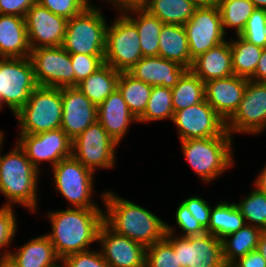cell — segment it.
Instances as JSON below:
<instances>
[{
    "instance_id": "d6a6232c",
    "label": "cell",
    "mask_w": 266,
    "mask_h": 267,
    "mask_svg": "<svg viewBox=\"0 0 266 267\" xmlns=\"http://www.w3.org/2000/svg\"><path fill=\"white\" fill-rule=\"evenodd\" d=\"M236 38L230 41L233 73L249 80L255 73L264 48L248 42L240 35H236Z\"/></svg>"
},
{
    "instance_id": "7402d4cb",
    "label": "cell",
    "mask_w": 266,
    "mask_h": 267,
    "mask_svg": "<svg viewBox=\"0 0 266 267\" xmlns=\"http://www.w3.org/2000/svg\"><path fill=\"white\" fill-rule=\"evenodd\" d=\"M187 70L175 61L160 56L142 57L128 73L134 78L153 86L173 88Z\"/></svg>"
},
{
    "instance_id": "4fadbf2b",
    "label": "cell",
    "mask_w": 266,
    "mask_h": 267,
    "mask_svg": "<svg viewBox=\"0 0 266 267\" xmlns=\"http://www.w3.org/2000/svg\"><path fill=\"white\" fill-rule=\"evenodd\" d=\"M232 133L258 135L266 129V83L248 80L243 98L235 113L226 121Z\"/></svg>"
},
{
    "instance_id": "44dd1931",
    "label": "cell",
    "mask_w": 266,
    "mask_h": 267,
    "mask_svg": "<svg viewBox=\"0 0 266 267\" xmlns=\"http://www.w3.org/2000/svg\"><path fill=\"white\" fill-rule=\"evenodd\" d=\"M97 121L119 145L129 132V125L138 122L118 88L97 106Z\"/></svg>"
},
{
    "instance_id": "4dcf8cb0",
    "label": "cell",
    "mask_w": 266,
    "mask_h": 267,
    "mask_svg": "<svg viewBox=\"0 0 266 267\" xmlns=\"http://www.w3.org/2000/svg\"><path fill=\"white\" fill-rule=\"evenodd\" d=\"M143 8L164 24L184 25L197 6L191 0H147Z\"/></svg>"
},
{
    "instance_id": "ac0fdd59",
    "label": "cell",
    "mask_w": 266,
    "mask_h": 267,
    "mask_svg": "<svg viewBox=\"0 0 266 267\" xmlns=\"http://www.w3.org/2000/svg\"><path fill=\"white\" fill-rule=\"evenodd\" d=\"M98 242L108 267H145L146 247L115 233L105 223L99 229Z\"/></svg>"
},
{
    "instance_id": "f5cc1de1",
    "label": "cell",
    "mask_w": 266,
    "mask_h": 267,
    "mask_svg": "<svg viewBox=\"0 0 266 267\" xmlns=\"http://www.w3.org/2000/svg\"><path fill=\"white\" fill-rule=\"evenodd\" d=\"M197 7H210L218 5L219 0H191Z\"/></svg>"
},
{
    "instance_id": "ffe728a7",
    "label": "cell",
    "mask_w": 266,
    "mask_h": 267,
    "mask_svg": "<svg viewBox=\"0 0 266 267\" xmlns=\"http://www.w3.org/2000/svg\"><path fill=\"white\" fill-rule=\"evenodd\" d=\"M248 79L231 75L205 83V100L226 122L237 110Z\"/></svg>"
},
{
    "instance_id": "f6af8a7d",
    "label": "cell",
    "mask_w": 266,
    "mask_h": 267,
    "mask_svg": "<svg viewBox=\"0 0 266 267\" xmlns=\"http://www.w3.org/2000/svg\"><path fill=\"white\" fill-rule=\"evenodd\" d=\"M182 203L188 208L190 213L202 227L206 230L210 222V212L211 205H208V202L200 196H191L183 200Z\"/></svg>"
},
{
    "instance_id": "277c9868",
    "label": "cell",
    "mask_w": 266,
    "mask_h": 267,
    "mask_svg": "<svg viewBox=\"0 0 266 267\" xmlns=\"http://www.w3.org/2000/svg\"><path fill=\"white\" fill-rule=\"evenodd\" d=\"M233 137L220 135L179 141L186 161L201 180H216L233 164Z\"/></svg>"
},
{
    "instance_id": "8d00e7d4",
    "label": "cell",
    "mask_w": 266,
    "mask_h": 267,
    "mask_svg": "<svg viewBox=\"0 0 266 267\" xmlns=\"http://www.w3.org/2000/svg\"><path fill=\"white\" fill-rule=\"evenodd\" d=\"M247 225L265 230L266 194L256 187L240 202L235 203Z\"/></svg>"
},
{
    "instance_id": "d4e9b609",
    "label": "cell",
    "mask_w": 266,
    "mask_h": 267,
    "mask_svg": "<svg viewBox=\"0 0 266 267\" xmlns=\"http://www.w3.org/2000/svg\"><path fill=\"white\" fill-rule=\"evenodd\" d=\"M7 262L13 267H52L60 262V259L51 241L44 234L32 238L15 252H10Z\"/></svg>"
},
{
    "instance_id": "f35d334b",
    "label": "cell",
    "mask_w": 266,
    "mask_h": 267,
    "mask_svg": "<svg viewBox=\"0 0 266 267\" xmlns=\"http://www.w3.org/2000/svg\"><path fill=\"white\" fill-rule=\"evenodd\" d=\"M239 35L256 46L266 48V9L256 8Z\"/></svg>"
},
{
    "instance_id": "74e56055",
    "label": "cell",
    "mask_w": 266,
    "mask_h": 267,
    "mask_svg": "<svg viewBox=\"0 0 266 267\" xmlns=\"http://www.w3.org/2000/svg\"><path fill=\"white\" fill-rule=\"evenodd\" d=\"M145 267H182L178 253L172 244L163 238L151 246L146 247Z\"/></svg>"
},
{
    "instance_id": "f546056e",
    "label": "cell",
    "mask_w": 266,
    "mask_h": 267,
    "mask_svg": "<svg viewBox=\"0 0 266 267\" xmlns=\"http://www.w3.org/2000/svg\"><path fill=\"white\" fill-rule=\"evenodd\" d=\"M245 224L244 217L235 202L230 203L225 199L212 207L206 232L222 239L238 231Z\"/></svg>"
},
{
    "instance_id": "484cf974",
    "label": "cell",
    "mask_w": 266,
    "mask_h": 267,
    "mask_svg": "<svg viewBox=\"0 0 266 267\" xmlns=\"http://www.w3.org/2000/svg\"><path fill=\"white\" fill-rule=\"evenodd\" d=\"M123 13L136 25L143 57L159 56V35L164 23L143 7L128 9Z\"/></svg>"
},
{
    "instance_id": "603a6c76",
    "label": "cell",
    "mask_w": 266,
    "mask_h": 267,
    "mask_svg": "<svg viewBox=\"0 0 266 267\" xmlns=\"http://www.w3.org/2000/svg\"><path fill=\"white\" fill-rule=\"evenodd\" d=\"M190 70L204 83L234 75L230 42L211 48L193 59Z\"/></svg>"
},
{
    "instance_id": "52a82bcc",
    "label": "cell",
    "mask_w": 266,
    "mask_h": 267,
    "mask_svg": "<svg viewBox=\"0 0 266 267\" xmlns=\"http://www.w3.org/2000/svg\"><path fill=\"white\" fill-rule=\"evenodd\" d=\"M54 189L70 203L73 208H100L95 203L94 172L85 167L73 156L60 160L52 167Z\"/></svg>"
},
{
    "instance_id": "681fc988",
    "label": "cell",
    "mask_w": 266,
    "mask_h": 267,
    "mask_svg": "<svg viewBox=\"0 0 266 267\" xmlns=\"http://www.w3.org/2000/svg\"><path fill=\"white\" fill-rule=\"evenodd\" d=\"M249 80L266 83V48L263 49L255 73Z\"/></svg>"
},
{
    "instance_id": "7bdbcfd3",
    "label": "cell",
    "mask_w": 266,
    "mask_h": 267,
    "mask_svg": "<svg viewBox=\"0 0 266 267\" xmlns=\"http://www.w3.org/2000/svg\"><path fill=\"white\" fill-rule=\"evenodd\" d=\"M175 221L180 230L183 231L181 237L202 235L206 230L198 220L192 216L188 208L181 202L175 212Z\"/></svg>"
},
{
    "instance_id": "f907efd6",
    "label": "cell",
    "mask_w": 266,
    "mask_h": 267,
    "mask_svg": "<svg viewBox=\"0 0 266 267\" xmlns=\"http://www.w3.org/2000/svg\"><path fill=\"white\" fill-rule=\"evenodd\" d=\"M254 185H255L254 187H256L260 192H263L266 194V164L262 168L258 177L256 176L254 180Z\"/></svg>"
},
{
    "instance_id": "ba28073f",
    "label": "cell",
    "mask_w": 266,
    "mask_h": 267,
    "mask_svg": "<svg viewBox=\"0 0 266 267\" xmlns=\"http://www.w3.org/2000/svg\"><path fill=\"white\" fill-rule=\"evenodd\" d=\"M118 16L107 26L104 63L128 72L143 57L140 37L136 25L123 12Z\"/></svg>"
},
{
    "instance_id": "ab89813d",
    "label": "cell",
    "mask_w": 266,
    "mask_h": 267,
    "mask_svg": "<svg viewBox=\"0 0 266 267\" xmlns=\"http://www.w3.org/2000/svg\"><path fill=\"white\" fill-rule=\"evenodd\" d=\"M15 214L13 207H0V259L2 261H7L11 251L5 249L7 246L11 245L12 240L15 239L14 237L17 230V220Z\"/></svg>"
},
{
    "instance_id": "9f6ffc18",
    "label": "cell",
    "mask_w": 266,
    "mask_h": 267,
    "mask_svg": "<svg viewBox=\"0 0 266 267\" xmlns=\"http://www.w3.org/2000/svg\"><path fill=\"white\" fill-rule=\"evenodd\" d=\"M4 134H5V133H3V132L0 130V148L3 147V146H2V145H3V142H4L3 139H4V137H5V136H3Z\"/></svg>"
},
{
    "instance_id": "c3c4849f",
    "label": "cell",
    "mask_w": 266,
    "mask_h": 267,
    "mask_svg": "<svg viewBox=\"0 0 266 267\" xmlns=\"http://www.w3.org/2000/svg\"><path fill=\"white\" fill-rule=\"evenodd\" d=\"M116 8L117 11H125L132 8L144 7L147 0H107Z\"/></svg>"
},
{
    "instance_id": "7c38bea8",
    "label": "cell",
    "mask_w": 266,
    "mask_h": 267,
    "mask_svg": "<svg viewBox=\"0 0 266 267\" xmlns=\"http://www.w3.org/2000/svg\"><path fill=\"white\" fill-rule=\"evenodd\" d=\"M29 58L38 86L74 87V70L70 53L62 46L31 49Z\"/></svg>"
},
{
    "instance_id": "bcb514c9",
    "label": "cell",
    "mask_w": 266,
    "mask_h": 267,
    "mask_svg": "<svg viewBox=\"0 0 266 267\" xmlns=\"http://www.w3.org/2000/svg\"><path fill=\"white\" fill-rule=\"evenodd\" d=\"M35 3L36 0H0V14L25 18L27 11Z\"/></svg>"
},
{
    "instance_id": "816d5d0a",
    "label": "cell",
    "mask_w": 266,
    "mask_h": 267,
    "mask_svg": "<svg viewBox=\"0 0 266 267\" xmlns=\"http://www.w3.org/2000/svg\"><path fill=\"white\" fill-rule=\"evenodd\" d=\"M257 250L261 253L263 258L266 260V230H263L260 235L259 243L257 245Z\"/></svg>"
},
{
    "instance_id": "e575fe53",
    "label": "cell",
    "mask_w": 266,
    "mask_h": 267,
    "mask_svg": "<svg viewBox=\"0 0 266 267\" xmlns=\"http://www.w3.org/2000/svg\"><path fill=\"white\" fill-rule=\"evenodd\" d=\"M222 28L227 34V27L234 28L239 35L253 11L256 9L250 0H219Z\"/></svg>"
},
{
    "instance_id": "2e32d148",
    "label": "cell",
    "mask_w": 266,
    "mask_h": 267,
    "mask_svg": "<svg viewBox=\"0 0 266 267\" xmlns=\"http://www.w3.org/2000/svg\"><path fill=\"white\" fill-rule=\"evenodd\" d=\"M18 135L16 142L39 171L42 161L49 162L52 168L60 160L72 156V140L61 128L38 134Z\"/></svg>"
},
{
    "instance_id": "d6986e66",
    "label": "cell",
    "mask_w": 266,
    "mask_h": 267,
    "mask_svg": "<svg viewBox=\"0 0 266 267\" xmlns=\"http://www.w3.org/2000/svg\"><path fill=\"white\" fill-rule=\"evenodd\" d=\"M61 129L74 140L79 134L97 121V106L77 87L61 88Z\"/></svg>"
},
{
    "instance_id": "ee69618b",
    "label": "cell",
    "mask_w": 266,
    "mask_h": 267,
    "mask_svg": "<svg viewBox=\"0 0 266 267\" xmlns=\"http://www.w3.org/2000/svg\"><path fill=\"white\" fill-rule=\"evenodd\" d=\"M65 267H108L99 250H87L68 255L62 259Z\"/></svg>"
},
{
    "instance_id": "6f0895ef",
    "label": "cell",
    "mask_w": 266,
    "mask_h": 267,
    "mask_svg": "<svg viewBox=\"0 0 266 267\" xmlns=\"http://www.w3.org/2000/svg\"><path fill=\"white\" fill-rule=\"evenodd\" d=\"M52 267H65L64 263L62 262V260H60V264H58V262L52 266Z\"/></svg>"
},
{
    "instance_id": "3957f363",
    "label": "cell",
    "mask_w": 266,
    "mask_h": 267,
    "mask_svg": "<svg viewBox=\"0 0 266 267\" xmlns=\"http://www.w3.org/2000/svg\"><path fill=\"white\" fill-rule=\"evenodd\" d=\"M0 190L7 203L2 206H24L34 213L38 206V179L40 171L30 162L24 150L16 142L9 153L1 155Z\"/></svg>"
},
{
    "instance_id": "e0dca14e",
    "label": "cell",
    "mask_w": 266,
    "mask_h": 267,
    "mask_svg": "<svg viewBox=\"0 0 266 267\" xmlns=\"http://www.w3.org/2000/svg\"><path fill=\"white\" fill-rule=\"evenodd\" d=\"M25 23L31 49L62 46L68 19L35 3L26 13Z\"/></svg>"
},
{
    "instance_id": "f1b7e54d",
    "label": "cell",
    "mask_w": 266,
    "mask_h": 267,
    "mask_svg": "<svg viewBox=\"0 0 266 267\" xmlns=\"http://www.w3.org/2000/svg\"><path fill=\"white\" fill-rule=\"evenodd\" d=\"M120 72L104 63L77 85V88L96 106L118 88Z\"/></svg>"
},
{
    "instance_id": "7dc6e473",
    "label": "cell",
    "mask_w": 266,
    "mask_h": 267,
    "mask_svg": "<svg viewBox=\"0 0 266 267\" xmlns=\"http://www.w3.org/2000/svg\"><path fill=\"white\" fill-rule=\"evenodd\" d=\"M232 267H266V260L256 249L235 261Z\"/></svg>"
},
{
    "instance_id": "11a10c76",
    "label": "cell",
    "mask_w": 266,
    "mask_h": 267,
    "mask_svg": "<svg viewBox=\"0 0 266 267\" xmlns=\"http://www.w3.org/2000/svg\"><path fill=\"white\" fill-rule=\"evenodd\" d=\"M0 267H13L10 263H8L7 261H2L0 263Z\"/></svg>"
},
{
    "instance_id": "4316f807",
    "label": "cell",
    "mask_w": 266,
    "mask_h": 267,
    "mask_svg": "<svg viewBox=\"0 0 266 267\" xmlns=\"http://www.w3.org/2000/svg\"><path fill=\"white\" fill-rule=\"evenodd\" d=\"M159 36V56L190 69L193 59L190 57L184 26L163 24Z\"/></svg>"
},
{
    "instance_id": "8992f818",
    "label": "cell",
    "mask_w": 266,
    "mask_h": 267,
    "mask_svg": "<svg viewBox=\"0 0 266 267\" xmlns=\"http://www.w3.org/2000/svg\"><path fill=\"white\" fill-rule=\"evenodd\" d=\"M108 23L96 6L68 19L62 47L70 54L104 56Z\"/></svg>"
},
{
    "instance_id": "30bf717a",
    "label": "cell",
    "mask_w": 266,
    "mask_h": 267,
    "mask_svg": "<svg viewBox=\"0 0 266 267\" xmlns=\"http://www.w3.org/2000/svg\"><path fill=\"white\" fill-rule=\"evenodd\" d=\"M166 223V239L178 253L182 267H227L222 256L221 239L205 233L181 237L174 234L176 229ZM175 235V236H174Z\"/></svg>"
},
{
    "instance_id": "db71d44e",
    "label": "cell",
    "mask_w": 266,
    "mask_h": 267,
    "mask_svg": "<svg viewBox=\"0 0 266 267\" xmlns=\"http://www.w3.org/2000/svg\"><path fill=\"white\" fill-rule=\"evenodd\" d=\"M256 8L266 9V0H250Z\"/></svg>"
},
{
    "instance_id": "9c48e42d",
    "label": "cell",
    "mask_w": 266,
    "mask_h": 267,
    "mask_svg": "<svg viewBox=\"0 0 266 267\" xmlns=\"http://www.w3.org/2000/svg\"><path fill=\"white\" fill-rule=\"evenodd\" d=\"M37 86L29 57L0 58V111L6 104L15 115Z\"/></svg>"
},
{
    "instance_id": "9a60e30c",
    "label": "cell",
    "mask_w": 266,
    "mask_h": 267,
    "mask_svg": "<svg viewBox=\"0 0 266 267\" xmlns=\"http://www.w3.org/2000/svg\"><path fill=\"white\" fill-rule=\"evenodd\" d=\"M172 121L177 127L180 141L230 135L226 122L206 100L174 112Z\"/></svg>"
},
{
    "instance_id": "836d02e7",
    "label": "cell",
    "mask_w": 266,
    "mask_h": 267,
    "mask_svg": "<svg viewBox=\"0 0 266 267\" xmlns=\"http://www.w3.org/2000/svg\"><path fill=\"white\" fill-rule=\"evenodd\" d=\"M118 90L123 95L130 111L138 119L147 107L152 86L134 78L128 72H120Z\"/></svg>"
},
{
    "instance_id": "1f68e13d",
    "label": "cell",
    "mask_w": 266,
    "mask_h": 267,
    "mask_svg": "<svg viewBox=\"0 0 266 267\" xmlns=\"http://www.w3.org/2000/svg\"><path fill=\"white\" fill-rule=\"evenodd\" d=\"M171 91L174 112L205 100V83L190 69L183 73Z\"/></svg>"
},
{
    "instance_id": "8fae6325",
    "label": "cell",
    "mask_w": 266,
    "mask_h": 267,
    "mask_svg": "<svg viewBox=\"0 0 266 267\" xmlns=\"http://www.w3.org/2000/svg\"><path fill=\"white\" fill-rule=\"evenodd\" d=\"M118 146L96 121L72 140V156L95 173L98 168L115 167Z\"/></svg>"
},
{
    "instance_id": "60d3db41",
    "label": "cell",
    "mask_w": 266,
    "mask_h": 267,
    "mask_svg": "<svg viewBox=\"0 0 266 267\" xmlns=\"http://www.w3.org/2000/svg\"><path fill=\"white\" fill-rule=\"evenodd\" d=\"M70 58L74 70V87L104 64V56L70 54Z\"/></svg>"
},
{
    "instance_id": "6da1fadb",
    "label": "cell",
    "mask_w": 266,
    "mask_h": 267,
    "mask_svg": "<svg viewBox=\"0 0 266 267\" xmlns=\"http://www.w3.org/2000/svg\"><path fill=\"white\" fill-rule=\"evenodd\" d=\"M52 231L45 234L51 241L57 257L62 260L68 255L90 250L98 242V233L104 223L101 208H73L50 211L48 214Z\"/></svg>"
},
{
    "instance_id": "cb8c5ba5",
    "label": "cell",
    "mask_w": 266,
    "mask_h": 267,
    "mask_svg": "<svg viewBox=\"0 0 266 267\" xmlns=\"http://www.w3.org/2000/svg\"><path fill=\"white\" fill-rule=\"evenodd\" d=\"M25 18L0 14V58L29 57Z\"/></svg>"
},
{
    "instance_id": "5b68a950",
    "label": "cell",
    "mask_w": 266,
    "mask_h": 267,
    "mask_svg": "<svg viewBox=\"0 0 266 267\" xmlns=\"http://www.w3.org/2000/svg\"><path fill=\"white\" fill-rule=\"evenodd\" d=\"M62 112L61 88L37 86L14 116L20 134H38L60 128Z\"/></svg>"
},
{
    "instance_id": "b9f144b4",
    "label": "cell",
    "mask_w": 266,
    "mask_h": 267,
    "mask_svg": "<svg viewBox=\"0 0 266 267\" xmlns=\"http://www.w3.org/2000/svg\"><path fill=\"white\" fill-rule=\"evenodd\" d=\"M36 3L67 19L80 14L87 7L82 0H36Z\"/></svg>"
},
{
    "instance_id": "83f0119b",
    "label": "cell",
    "mask_w": 266,
    "mask_h": 267,
    "mask_svg": "<svg viewBox=\"0 0 266 267\" xmlns=\"http://www.w3.org/2000/svg\"><path fill=\"white\" fill-rule=\"evenodd\" d=\"M262 231L259 227L245 224L238 231L223 237L221 246L225 265L229 267L239 258L256 250Z\"/></svg>"
},
{
    "instance_id": "d590c367",
    "label": "cell",
    "mask_w": 266,
    "mask_h": 267,
    "mask_svg": "<svg viewBox=\"0 0 266 267\" xmlns=\"http://www.w3.org/2000/svg\"><path fill=\"white\" fill-rule=\"evenodd\" d=\"M174 116L171 88L153 86L147 107L138 118V123L170 119Z\"/></svg>"
},
{
    "instance_id": "7a4b0ae2",
    "label": "cell",
    "mask_w": 266,
    "mask_h": 267,
    "mask_svg": "<svg viewBox=\"0 0 266 267\" xmlns=\"http://www.w3.org/2000/svg\"><path fill=\"white\" fill-rule=\"evenodd\" d=\"M112 191L101 194L104 223L115 233L148 247L166 237V222Z\"/></svg>"
},
{
    "instance_id": "680465c9",
    "label": "cell",
    "mask_w": 266,
    "mask_h": 267,
    "mask_svg": "<svg viewBox=\"0 0 266 267\" xmlns=\"http://www.w3.org/2000/svg\"><path fill=\"white\" fill-rule=\"evenodd\" d=\"M87 6H96L92 4L89 0H82Z\"/></svg>"
},
{
    "instance_id": "5bb4252c",
    "label": "cell",
    "mask_w": 266,
    "mask_h": 267,
    "mask_svg": "<svg viewBox=\"0 0 266 267\" xmlns=\"http://www.w3.org/2000/svg\"><path fill=\"white\" fill-rule=\"evenodd\" d=\"M183 26L192 59L226 41L218 5L197 7Z\"/></svg>"
}]
</instances>
